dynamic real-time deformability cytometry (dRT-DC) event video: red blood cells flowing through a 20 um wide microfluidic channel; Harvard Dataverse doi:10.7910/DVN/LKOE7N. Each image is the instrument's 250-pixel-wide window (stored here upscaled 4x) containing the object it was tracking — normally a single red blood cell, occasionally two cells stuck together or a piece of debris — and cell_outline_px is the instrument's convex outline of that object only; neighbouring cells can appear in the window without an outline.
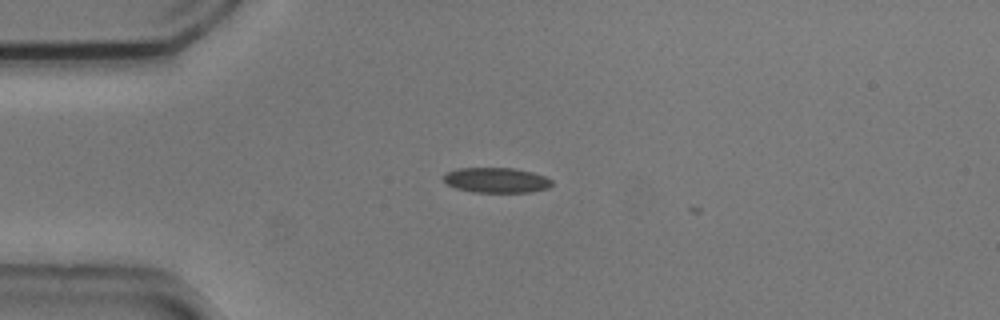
{"species": "common noctule bat (a hibernating species)", "species_latin": "Nyctalus noctula", "temperature_condition": "cold", "stored_images_in_passage": 3, "camera_frame_rate_fps": 3000, "um_per_image_px": 0.085, "animal": {"sex": "male", "body_mass_g": 20.5, "forearm_length_mm": 52.5}, "frame": {"image": 1, "passage_image": 1, "time_ms": 0.0, "image_size_px": [1000, 320], "cell_outline_px": [[552, 184], [548, 188], [532, 192], [472, 192], [456, 188], [448, 184], [444, 180], [444, 172], [456, 168], [512, 168], [532, 172], [544, 176], [552, 180]], "centroid_in_image_um": [42.17, 15.31], "position_along_channel_um": 42.8, "area_um2": 15.9}}